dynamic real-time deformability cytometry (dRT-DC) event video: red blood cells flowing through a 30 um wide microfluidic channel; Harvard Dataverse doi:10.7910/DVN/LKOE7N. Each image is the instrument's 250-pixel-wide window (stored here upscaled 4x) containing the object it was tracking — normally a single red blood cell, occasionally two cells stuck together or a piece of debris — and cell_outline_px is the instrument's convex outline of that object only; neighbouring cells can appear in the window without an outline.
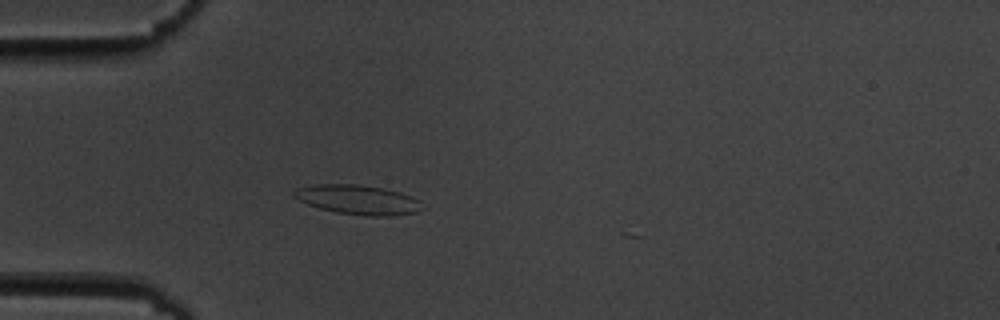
{"species": "common noctule bat (a hibernating species)", "species_latin": "Nyctalus noctula", "temperature_condition": "cold", "stored_images_in_passage": 4, "camera_frame_rate_fps": 3000, "um_per_image_px": 0.085, "animal": {"sex": "male", "body_mass_g": 19.5, "forearm_length_mm": 54.6}, "frame": {"image": 1, "passage_image": 4, "time_ms": 3.333, "image_size_px": [1000, 320], "cell_outline_px": [[424, 208], [416, 212], [392, 216], [368, 216], [336, 212], [320, 208], [308, 204], [292, 196], [292, 192], [300, 188], [316, 184], [360, 184], [384, 188], [400, 192], [412, 196], [420, 200]], "centroid_in_image_um": [30.48, 16.97], "position_along_channel_um": 54.5, "area_um2": 22.08}}